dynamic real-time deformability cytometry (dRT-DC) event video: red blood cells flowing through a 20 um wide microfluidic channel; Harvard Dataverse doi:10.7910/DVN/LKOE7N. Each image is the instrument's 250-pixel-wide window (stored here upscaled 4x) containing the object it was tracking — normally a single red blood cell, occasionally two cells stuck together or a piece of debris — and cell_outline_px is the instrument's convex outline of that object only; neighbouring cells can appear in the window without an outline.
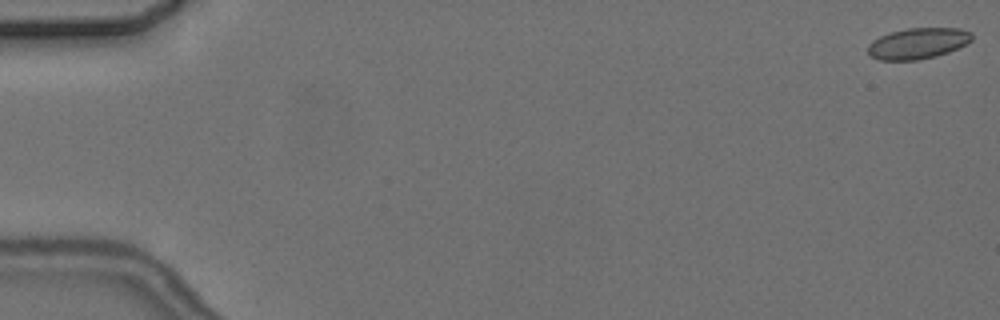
{"species": "common noctule bat (a hibernating species)", "species_latin": "Nyctalus noctula", "temperature_condition": "cold", "stored_images_in_passage": 7, "camera_frame_rate_fps": 3000, "um_per_image_px": 0.085, "animal": {"sex": "female", "body_mass_g": 24.6, "forearm_length_mm": 56.2}, "frame": {"image": 1, "passage_image": 1, "time_ms": 0.0, "image_size_px": [1000, 320], "cell_outline_px": [[972, 40], [948, 52], [936, 56], [916, 60], [880, 60], [872, 56], [868, 52], [868, 44], [872, 40], [880, 36], [892, 32], [908, 28], [960, 28], [972, 32]], "centroid_in_image_um": [78.01, 3.68], "position_along_channel_um": 7.0, "area_um2": 18.61}}
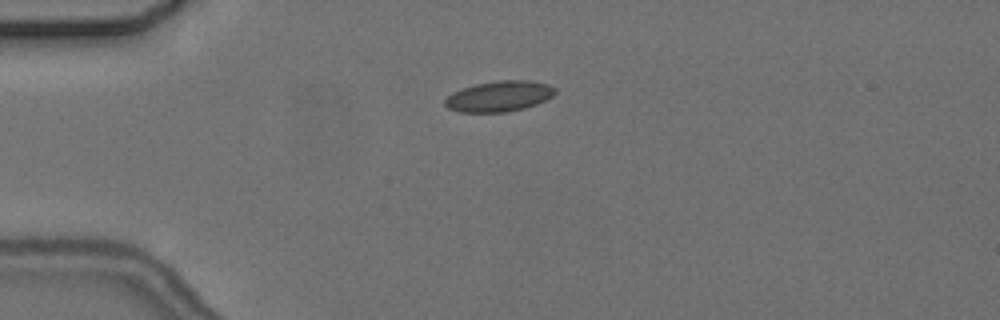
{"frame": {"image": 2, "passage_image": 5, "time_ms": 4.667, "image_size_px": [1000, 320], "cell_outline_px": [[556, 92], [552, 96], [536, 104], [524, 108], [504, 112], [460, 112], [448, 108], [444, 104], [444, 100], [452, 92], [476, 84], [496, 80], [528, 80], [548, 84], [556, 88]], "centroid_in_image_um": [42.42, 8.18], "position_along_channel_um": 42.6, "area_um2": 19.59}}
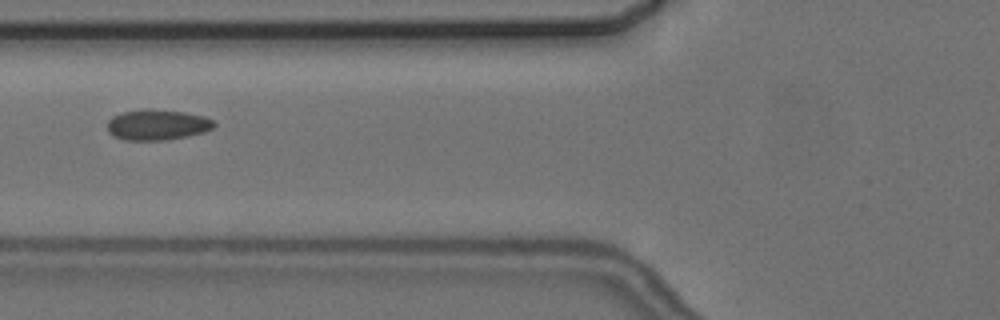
{"frame": {"image": 3, "passage_image": 7, "time_ms": 7.333, "image_size_px": [1000, 320], "cell_outline_px": [[216, 124], [212, 128], [204, 132], [188, 136], [164, 140], [124, 140], [112, 136], [108, 132], [108, 120], [112, 116], [124, 112], [148, 108], [184, 112], [204, 116], [212, 120]], "centroid_in_image_um": [13.35, 10.61], "position_along_channel_um": 112.5, "area_um2": 19.07}}